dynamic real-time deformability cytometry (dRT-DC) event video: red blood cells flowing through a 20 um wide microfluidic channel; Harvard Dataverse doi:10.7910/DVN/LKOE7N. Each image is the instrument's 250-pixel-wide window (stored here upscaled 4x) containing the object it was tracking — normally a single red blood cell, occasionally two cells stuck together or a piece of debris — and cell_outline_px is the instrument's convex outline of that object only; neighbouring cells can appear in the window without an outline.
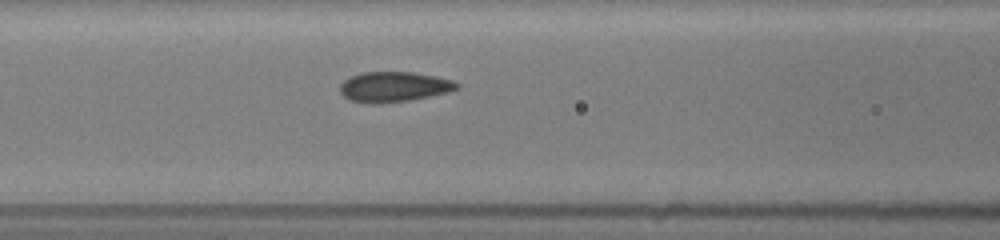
{"species": "common noctule bat (a hibernating species)", "species_latin": "Nyctalus noctula", "temperature_condition": "room temperature", "stored_images_in_passage": 24, "camera_frame_rate_fps": 3000, "um_per_image_px": 0.085, "animal": {"sex": "female", "body_mass_g": 19.5, "forearm_length_mm": 54.1}, "frame": {"image": 1, "passage_image": 3, "time_ms": 0.333, "image_size_px": [1000, 240], "cell_outline_px": [[460, 88], [448, 92], [412, 100], [380, 104], [372, 104], [352, 100], [344, 96], [340, 92], [340, 84], [344, 80], [360, 72], [412, 72], [436, 76], [452, 80], [460, 84]], "centroid_in_image_um": [33.5, 7.38], "position_along_channel_um": 133.1, "area_um2": 20.69}}
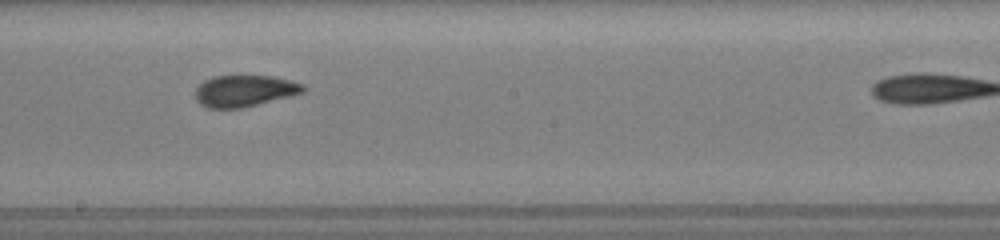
{"frame": {"image": 2, "passage_image": 11, "time_ms": 2.667, "image_size_px": [1000, 240], "cell_outline_px": [[308, 88], [304, 92], [292, 96], [244, 108], [204, 108], [196, 100], [196, 88], [204, 80], [216, 76], [240, 72], [272, 76], [304, 84]], "centroid_in_image_um": [20.8, 7.68], "position_along_channel_um": 227.4, "area_um2": 20.81}}
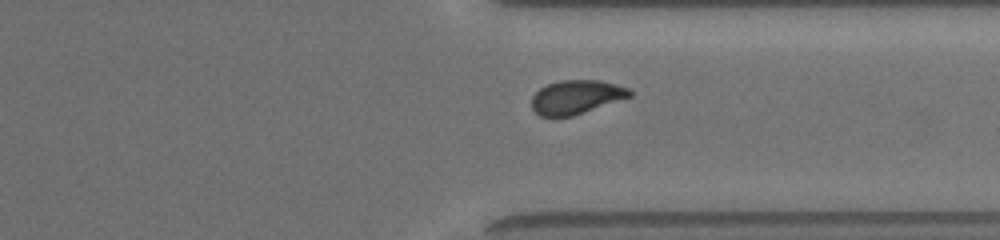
{"frame": {"image": 3, "passage_image": 21, "time_ms": 6.0, "image_size_px": [1000, 240], "cell_outline_px": [[632, 96], [572, 116], [556, 120], [540, 116], [532, 108], [532, 96], [540, 88], [548, 84], [560, 80], [600, 80], [616, 84], [628, 88], [632, 92]], "centroid_in_image_um": [48.94, 8.28], "position_along_channel_um": 362.5, "area_um2": 19.65}}